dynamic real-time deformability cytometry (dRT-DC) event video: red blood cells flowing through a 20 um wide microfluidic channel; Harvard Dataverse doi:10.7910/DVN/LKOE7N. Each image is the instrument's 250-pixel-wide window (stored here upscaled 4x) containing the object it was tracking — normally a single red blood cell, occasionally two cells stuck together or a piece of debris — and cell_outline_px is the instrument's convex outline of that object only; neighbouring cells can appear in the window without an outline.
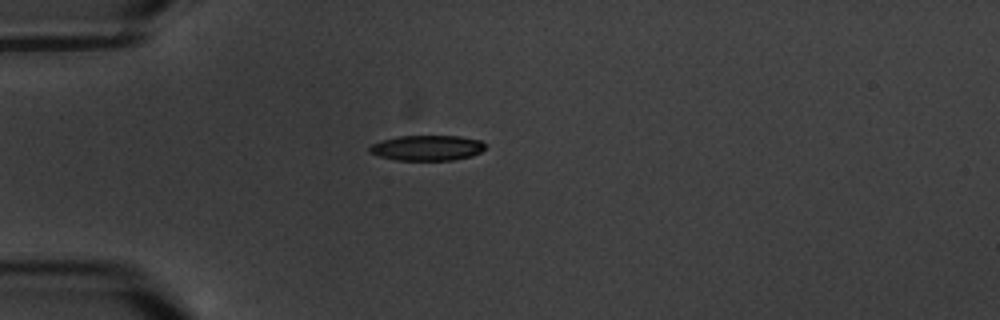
{"species": "common noctule bat (a hibernating species)", "species_latin": "Nyctalus noctula", "temperature_condition": "warm", "stored_images_in_passage": 2, "camera_frame_rate_fps": 3000, "um_per_image_px": 0.085, "animal": {"sex": "male", "body_mass_g": 20.1, "forearm_length_mm": 53.5}, "frame": {"image": 1, "passage_image": 1, "time_ms": 0.0, "image_size_px": [1000, 320], "cell_outline_px": [[488, 144], [480, 152], [472, 156], [452, 160], [396, 160], [380, 156], [368, 152], [368, 148], [372, 144], [380, 140], [400, 136], [460, 136], [480, 140]], "centroid_in_image_um": [36.31, 12.57], "position_along_channel_um": 48.7, "area_um2": 17.17}}